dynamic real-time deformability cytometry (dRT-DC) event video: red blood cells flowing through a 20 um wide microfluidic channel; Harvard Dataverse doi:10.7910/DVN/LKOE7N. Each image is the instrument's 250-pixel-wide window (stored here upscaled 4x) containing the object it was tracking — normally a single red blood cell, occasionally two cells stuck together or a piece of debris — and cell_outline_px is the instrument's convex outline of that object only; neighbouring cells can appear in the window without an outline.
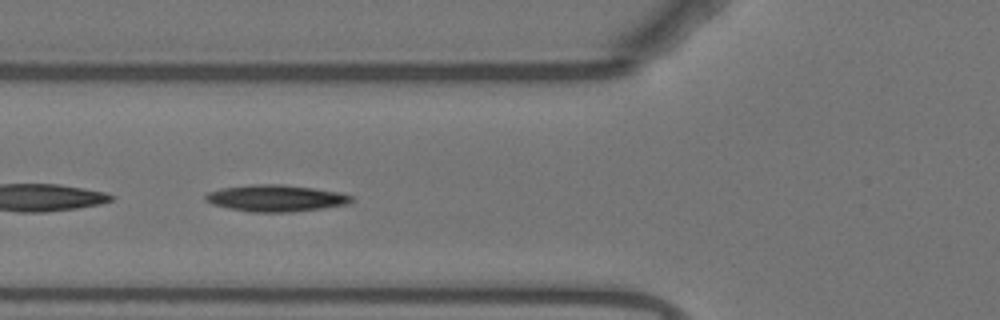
{"species": "Egyptian fruit bat (a non-hibernating species)", "species_latin": "Rousettus aegyptiacus", "temperature_condition": "warm", "stored_images_in_passage": 42, "camera_frame_rate_fps": 3000, "um_per_image_px": 0.085, "animal": {"sex": "female"}, "frame": {"image": 1, "passage_image": 8, "time_ms": 2.333, "image_size_px": [1000, 320], "cell_outline_px": [[352, 200], [348, 204], [292, 212], [252, 212], [228, 208], [212, 204], [204, 200], [204, 196], [208, 192], [220, 188], [252, 184], [284, 184], [312, 188], [336, 192], [352, 196]], "centroid_in_image_um": [23.37, 16.84], "position_along_channel_um": 102.4, "area_um2": 22.54}}
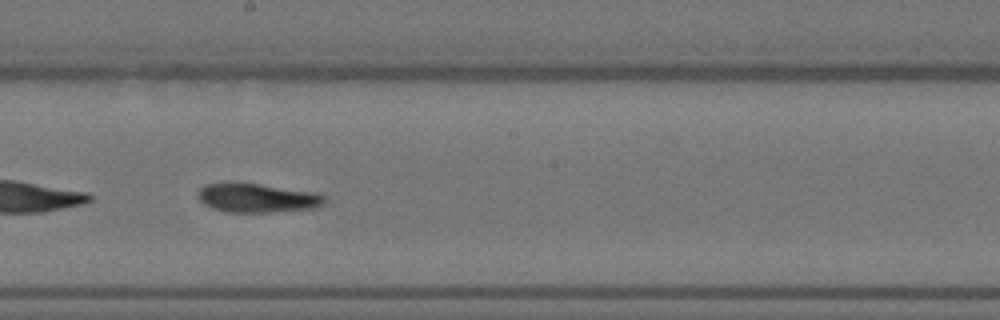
{"frame": {"image": 2, "passage_image": 18, "time_ms": 5.667, "image_size_px": [1000, 320], "cell_outline_px": [[324, 204], [316, 208], [272, 212], [224, 212], [212, 208], [204, 204], [200, 200], [200, 188], [204, 184], [260, 184], [316, 192], [324, 196]], "centroid_in_image_um": [21.91, 16.85], "position_along_channel_um": 226.3, "area_um2": 21.04}}
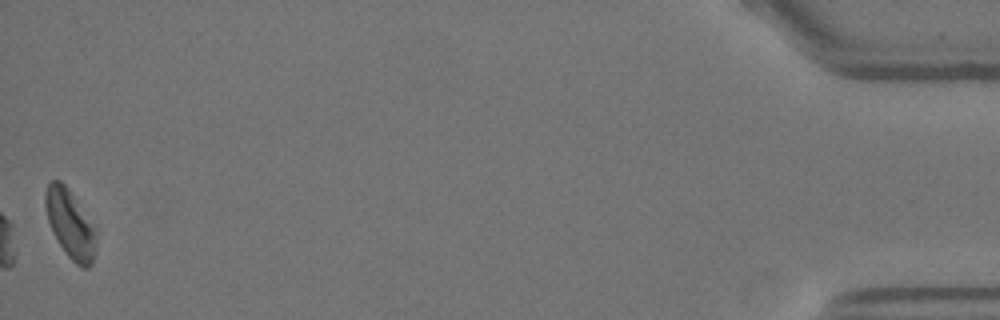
{"frame": {"image": 3, "passage_image": 42, "time_ms": 13.667, "image_size_px": [1000, 320], "cell_outline_px": [[96, 248], [92, 264], [88, 268], [80, 268], [68, 256], [60, 244], [48, 220], [44, 200], [44, 192], [48, 184], [52, 180], [60, 180], [68, 188], [96, 228]], "centroid_in_image_um": [5.99, 19.05], "position_along_channel_um": 429.2, "area_um2": 20.11}, "authors_computed_cell_mechanics": {"area_um2": 21.5305, "velocity_mm_per_s": 3.7074, "shape_relaxation_time_tau1_ms": null, "shape_relaxation_time_tau2_ms": 8.5113, "deformation_change_tau1": null, "deformation_change_tau2": 0.1948}}